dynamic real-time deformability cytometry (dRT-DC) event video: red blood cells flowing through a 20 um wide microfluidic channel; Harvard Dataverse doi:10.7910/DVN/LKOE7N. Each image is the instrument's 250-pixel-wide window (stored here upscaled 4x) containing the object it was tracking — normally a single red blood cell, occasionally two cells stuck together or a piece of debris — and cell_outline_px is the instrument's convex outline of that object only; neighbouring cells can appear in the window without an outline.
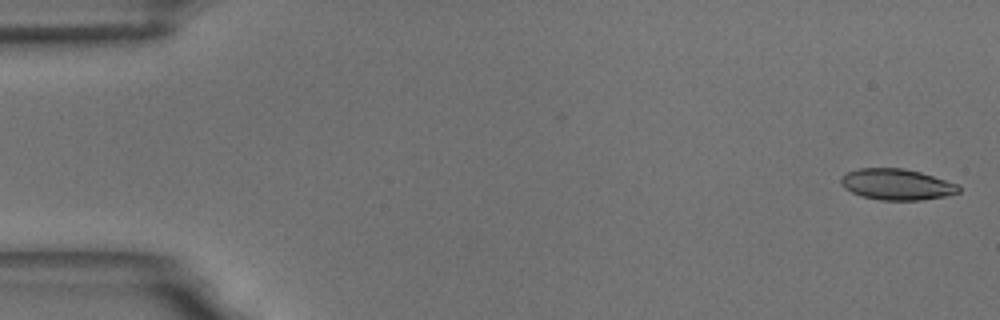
{"species": "common noctule bat (a hibernating species)", "species_latin": "Nyctalus noctula", "temperature_condition": "room temperature", "stored_images_in_passage": 6, "camera_frame_rate_fps": 3000, "um_per_image_px": 0.085, "animal": {"sex": "male", "body_mass_g": 18.8}, "frame": {"image": 1, "passage_image": 1, "time_ms": 0.0, "image_size_px": [1000, 320], "cell_outline_px": [[960, 192], [944, 196], [920, 200], [880, 200], [860, 196], [844, 188], [840, 184], [840, 176], [848, 172], [860, 168], [904, 168], [920, 172], [956, 184], [960, 188]], "centroid_in_image_um": [76.16, 15.67], "position_along_channel_um": 8.8, "area_um2": 21.21}}
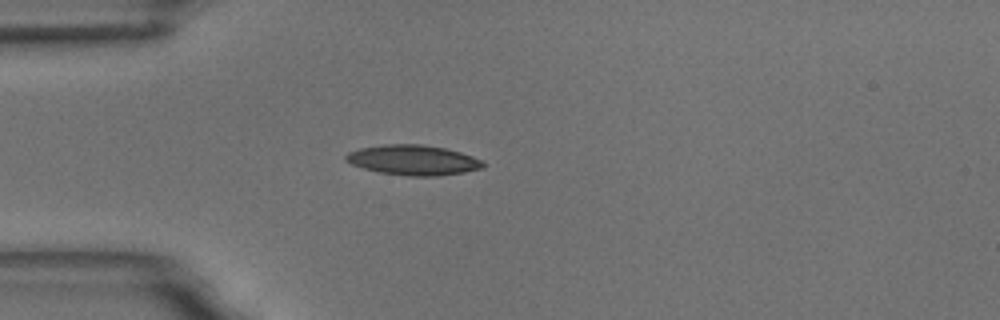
{"frame": {"image": 2, "passage_image": 5, "time_ms": 4.667, "image_size_px": [1000, 320], "cell_outline_px": [[484, 168], [464, 172], [436, 176], [408, 176], [380, 172], [364, 168], [352, 164], [344, 160], [344, 156], [348, 152], [360, 148], [384, 144], [420, 144], [444, 148], [460, 152], [472, 156], [480, 160], [484, 164]], "centroid_in_image_um": [35.1, 13.6], "position_along_channel_um": 49.9, "area_um2": 23.93}}